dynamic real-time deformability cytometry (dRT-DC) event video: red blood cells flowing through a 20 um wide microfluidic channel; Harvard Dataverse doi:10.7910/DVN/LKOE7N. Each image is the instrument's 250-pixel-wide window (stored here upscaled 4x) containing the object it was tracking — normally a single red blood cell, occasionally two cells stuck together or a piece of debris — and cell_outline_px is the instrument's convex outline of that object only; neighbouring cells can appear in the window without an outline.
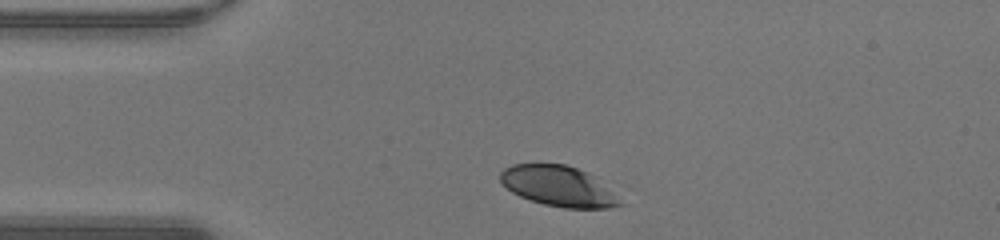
{"species": "human", "species_latin": "Homo sapiens", "temperature_condition": "warm", "stored_images_in_passage": 29, "camera_frame_rate_fps": 3000, "um_per_image_px": 0.085, "donor": {"sex": "male"}, "frame": {"image": 1, "passage_image": 1, "time_ms": 0.0, "image_size_px": [1000, 240], "cell_outline_px": [[624, 204], [608, 208], [564, 208], [544, 204], [520, 196], [512, 192], [500, 180], [500, 172], [504, 168], [512, 164], [564, 164], [588, 172], [596, 176]], "centroid_in_image_um": [47.47, 15.82], "position_along_channel_um": 37.5, "area_um2": 27.98}}
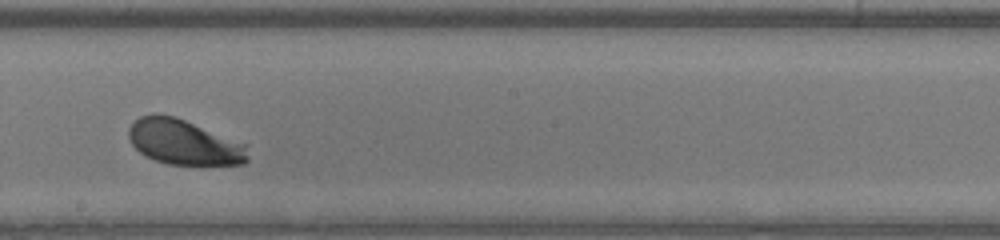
{"frame": {"image": 2, "passage_image": 17, "time_ms": 5.333, "image_size_px": [1000, 240], "cell_outline_px": [[248, 160], [244, 164], [168, 164], [156, 160], [140, 152], [132, 144], [128, 136], [128, 128], [140, 116], [152, 112], [156, 112], [176, 116], [248, 144]], "centroid_in_image_um": [15.65, 12.05], "position_along_channel_um": 232.6, "area_um2": 31.62}}
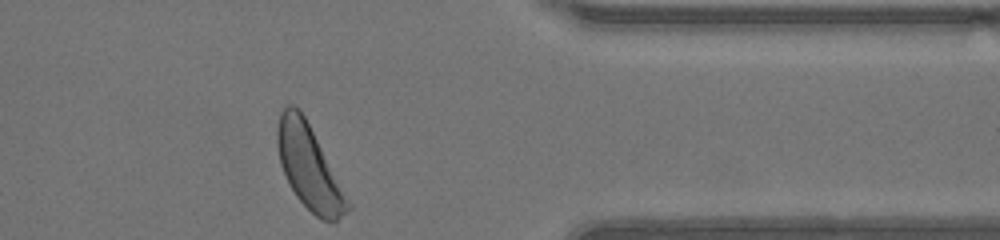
{"frame": {"image": 3, "passage_image": 29, "time_ms": 9.333, "image_size_px": [1000, 240], "cell_outline_px": [[352, 208], [336, 220], [320, 220], [296, 196], [280, 164], [276, 144], [276, 128], [280, 112], [288, 104], [292, 104], [300, 108], [352, 204]], "centroid_in_image_um": [26.26, 14.18], "position_along_channel_um": 385.1, "area_um2": 34.04}, "authors_computed_cell_mechanics": {"area_um2": 31.5588, "velocity_mm_per_s": 4.2608, "shape_relaxation_time_tau1_ms": 1.3117, "shape_relaxation_time_tau2_ms": null, "deformation_change_tau1": 0.1117, "deformation_change_tau2": null}}